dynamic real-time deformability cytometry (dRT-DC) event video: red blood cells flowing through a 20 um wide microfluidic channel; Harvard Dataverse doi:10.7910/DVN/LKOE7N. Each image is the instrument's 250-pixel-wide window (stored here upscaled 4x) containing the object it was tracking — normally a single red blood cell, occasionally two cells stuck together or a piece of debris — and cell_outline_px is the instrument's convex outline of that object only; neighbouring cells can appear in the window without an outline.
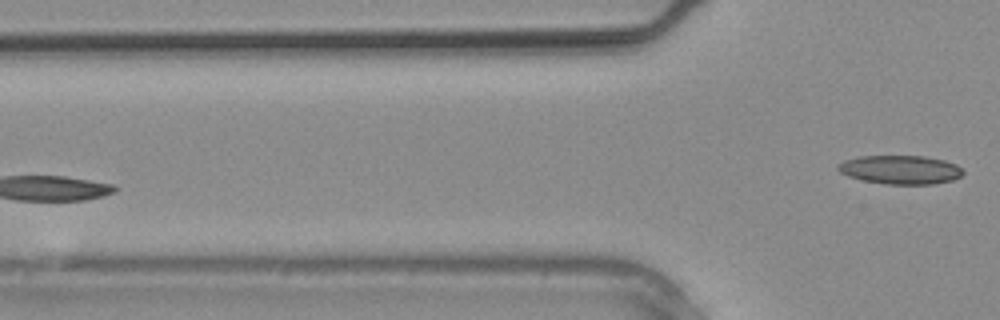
{"species": "common noctule bat (a hibernating species)", "species_latin": "Nyctalus noctula", "temperature_condition": "warm", "stored_images_in_passage": 6, "segment_of_instrument_passage": [2, 2], "camera_frame_rate_fps": 3000, "um_per_image_px": 0.085, "animal": {"sex": "male", "body_mass_g": 20.4}, "frame": {"image": 1, "passage_image": 6, "time_ms": 1.667, "image_size_px": [1000, 320], "cell_outline_px": [[964, 172], [960, 176], [952, 180], [932, 184], [884, 184], [864, 180], [848, 176], [840, 172], [836, 168], [836, 164], [844, 160], [860, 156], [924, 156], [944, 160], [956, 164]], "centroid_in_image_um": [76.5, 14.42], "position_along_channel_um": 49.3, "area_um2": 20.92}}